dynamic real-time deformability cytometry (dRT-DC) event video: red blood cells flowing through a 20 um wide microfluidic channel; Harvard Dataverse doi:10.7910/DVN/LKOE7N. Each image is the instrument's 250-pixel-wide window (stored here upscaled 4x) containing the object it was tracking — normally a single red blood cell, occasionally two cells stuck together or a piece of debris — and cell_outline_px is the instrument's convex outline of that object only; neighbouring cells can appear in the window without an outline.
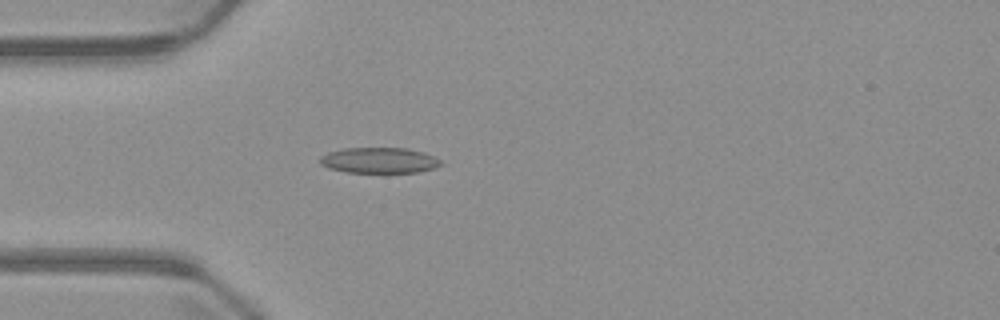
{"species": "common noctule bat (a hibernating species)", "species_latin": "Nyctalus noctula", "temperature_condition": "warm", "stored_images_in_passage": 4, "camera_frame_rate_fps": 3000, "um_per_image_px": 0.085, "animal": {"sex": "male", "body_mass_g": 23.1, "forearm_length_mm": 52.7}, "frame": {"image": 1, "passage_image": 4, "time_ms": 4.667, "image_size_px": [1000, 320], "cell_outline_px": [[444, 164], [420, 172], [344, 172], [328, 168], [320, 164], [320, 156], [328, 152], [344, 148], [408, 148], [424, 152], [440, 160]], "centroid_in_image_um": [32.21, 13.62], "position_along_channel_um": 52.8, "area_um2": 18.09}}